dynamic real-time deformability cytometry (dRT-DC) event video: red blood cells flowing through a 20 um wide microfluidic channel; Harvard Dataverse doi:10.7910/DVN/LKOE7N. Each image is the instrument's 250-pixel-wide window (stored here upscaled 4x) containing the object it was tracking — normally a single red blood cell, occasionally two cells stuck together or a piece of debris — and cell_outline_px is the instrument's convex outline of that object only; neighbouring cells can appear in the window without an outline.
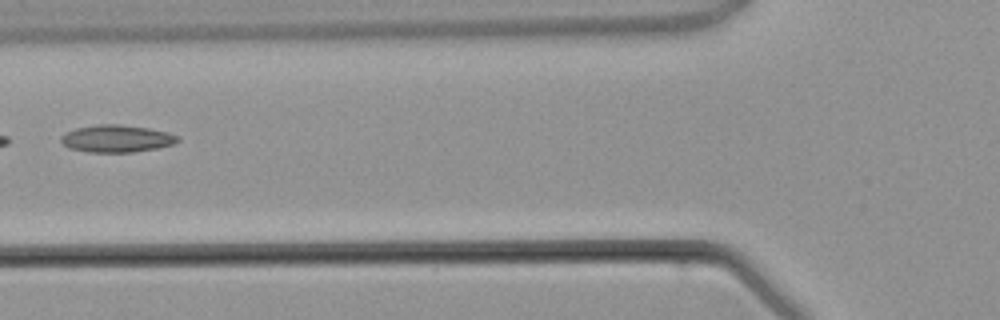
{"species": "common noctule bat (a hibernating species)", "species_latin": "Nyctalus noctula", "temperature_condition": "warm", "stored_images_in_passage": 4, "camera_frame_rate_fps": 3000, "um_per_image_px": 0.085, "animal": {"sex": "male", "body_mass_g": 21.5, "forearm_length_mm": 52.0}, "frame": {"image": 1, "passage_image": 4, "time_ms": 3.667, "image_size_px": [1000, 320], "cell_outline_px": [[180, 140], [176, 144], [160, 148], [132, 152], [88, 152], [68, 148], [60, 140], [60, 136], [64, 132], [76, 128], [96, 124], [120, 124], [148, 128], [168, 132], [180, 136]], "centroid_in_image_um": [9.94, 11.78], "position_along_channel_um": 115.9, "area_um2": 18.9}}